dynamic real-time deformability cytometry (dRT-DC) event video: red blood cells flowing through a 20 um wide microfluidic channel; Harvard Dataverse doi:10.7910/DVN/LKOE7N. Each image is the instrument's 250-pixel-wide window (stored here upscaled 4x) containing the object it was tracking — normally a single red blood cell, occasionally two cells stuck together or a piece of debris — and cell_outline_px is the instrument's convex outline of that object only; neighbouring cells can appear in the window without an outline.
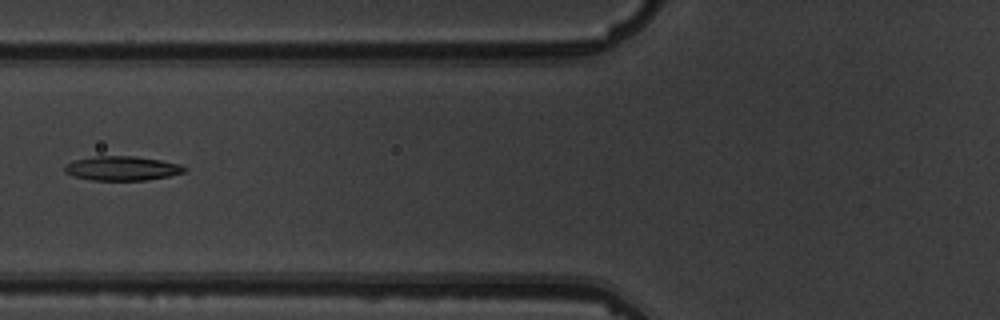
{"species": "common noctule bat (a hibernating species)", "species_latin": "Nyctalus noctula", "temperature_condition": "warm", "stored_images_in_passage": 6, "camera_frame_rate_fps": 3000, "um_per_image_px": 0.085, "animal": {"sex": "male", "body_mass_g": 19.5, "forearm_length_mm": 54.6}, "frame": {"image": 1, "passage_image": 6, "time_ms": 6.0, "image_size_px": [1000, 320], "cell_outline_px": [[188, 168], [184, 172], [168, 176], [148, 180], [92, 180], [72, 176], [64, 172], [64, 164], [76, 160], [96, 156], [136, 156], [160, 160], [180, 164]], "centroid_in_image_um": [10.37, 14.31], "position_along_channel_um": 115.4, "area_um2": 16.99}}